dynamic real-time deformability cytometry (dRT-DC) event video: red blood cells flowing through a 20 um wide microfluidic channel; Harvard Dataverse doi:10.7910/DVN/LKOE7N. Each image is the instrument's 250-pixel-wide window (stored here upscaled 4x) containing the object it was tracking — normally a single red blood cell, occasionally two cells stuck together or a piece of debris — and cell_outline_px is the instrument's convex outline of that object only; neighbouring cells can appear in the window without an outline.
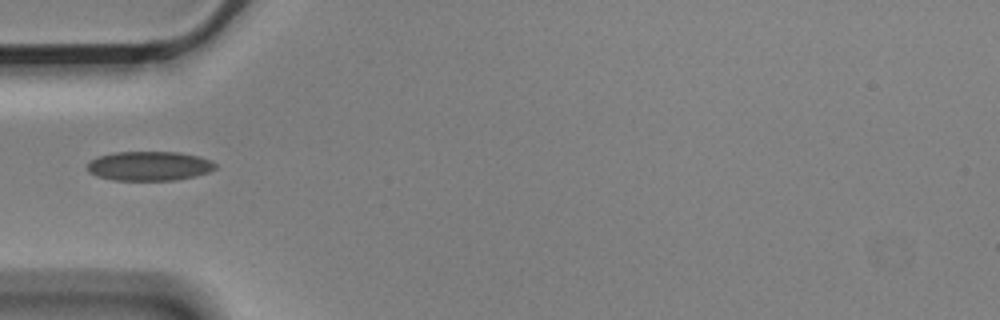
{"species": "Egyptian fruit bat (a non-hibernating species)", "species_latin": "Rousettus aegyptiacus", "temperature_condition": "cold", "stored_images_in_passage": 5, "camera_frame_rate_fps": 3000, "um_per_image_px": 0.085, "animal": {"sex": "male"}, "frame": {"image": 1, "passage_image": 5, "time_ms": 1.333, "image_size_px": [1000, 320], "cell_outline_px": [[216, 168], [208, 172], [196, 176], [176, 180], [112, 180], [96, 176], [88, 172], [88, 164], [92, 160], [100, 156], [112, 152], [180, 152], [212, 160], [216, 164]], "centroid_in_image_um": [12.7, 14.11], "position_along_channel_um": 72.3, "area_um2": 21.91}}